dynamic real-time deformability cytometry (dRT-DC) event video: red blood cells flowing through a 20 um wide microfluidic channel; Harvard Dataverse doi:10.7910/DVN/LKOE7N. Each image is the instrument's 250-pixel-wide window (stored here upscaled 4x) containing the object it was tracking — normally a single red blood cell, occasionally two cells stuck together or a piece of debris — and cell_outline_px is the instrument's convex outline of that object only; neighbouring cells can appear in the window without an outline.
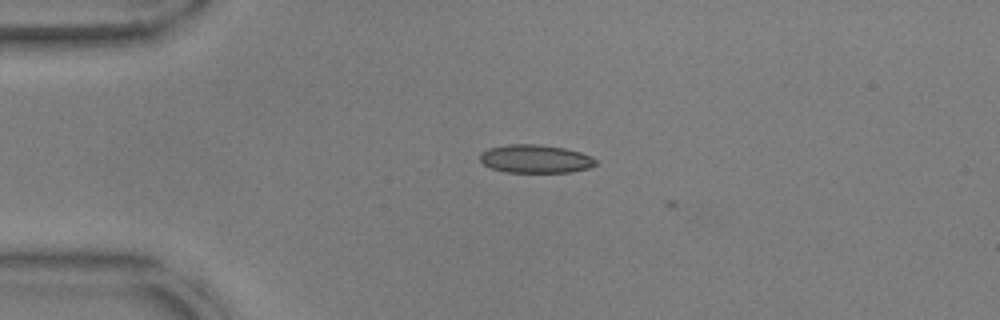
{"species": "common noctule bat (a hibernating species)", "species_latin": "Nyctalus noctula", "temperature_condition": "warm", "stored_images_in_passage": 8, "camera_frame_rate_fps": 3000, "um_per_image_px": 0.085, "animal": {"sex": "male", "body_mass_g": 17.9, "forearm_length_mm": 54.2}, "frame": {"image": 1, "passage_image": 2, "time_ms": 0.333, "image_size_px": [1000, 320], "cell_outline_px": [[596, 164], [588, 168], [572, 172], [504, 172], [492, 168], [484, 164], [480, 160], [480, 152], [488, 148], [508, 144], [540, 144], [564, 148], [580, 152], [592, 156], [596, 160]], "centroid_in_image_um": [45.5, 13.5], "position_along_channel_um": 39.5, "area_um2": 19.13}}